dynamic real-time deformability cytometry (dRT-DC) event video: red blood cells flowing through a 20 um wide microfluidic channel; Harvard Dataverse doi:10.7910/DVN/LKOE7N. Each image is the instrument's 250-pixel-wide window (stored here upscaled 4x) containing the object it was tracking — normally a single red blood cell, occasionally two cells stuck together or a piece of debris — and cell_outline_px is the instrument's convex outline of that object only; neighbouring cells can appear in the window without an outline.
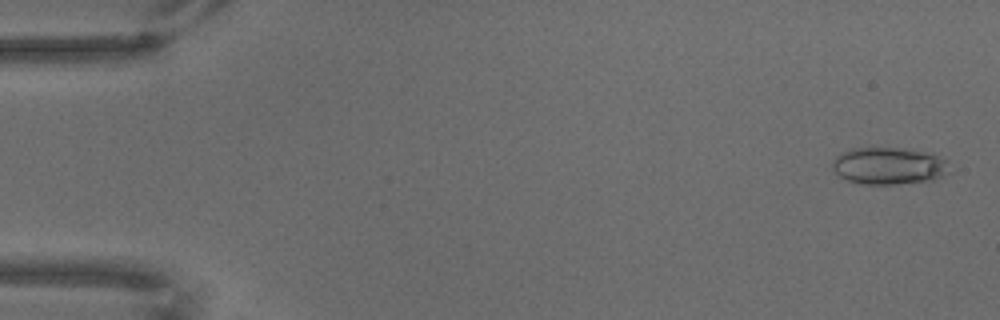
{"species": "common noctule bat (a hibernating species)", "species_latin": "Nyctalus noctula", "temperature_condition": "warm", "stored_images_in_passage": 69, "camera_frame_rate_fps": 3000, "um_per_image_px": 0.085, "animal": {"sex": "male", "body_mass_g": 18.8}, "frame": {"image": 1, "passage_image": 3, "time_ms": 0.667, "image_size_px": [1000, 320], "cell_outline_px": [[952, 172], [932, 180], [896, 184], [860, 184], [848, 180], [840, 176], [832, 168], [832, 160], [836, 156], [852, 148], [896, 148], [924, 152], [948, 160]], "centroid_in_image_um": [75.57, 14.11], "position_along_channel_um": 9.4, "area_um2": 25.26}}
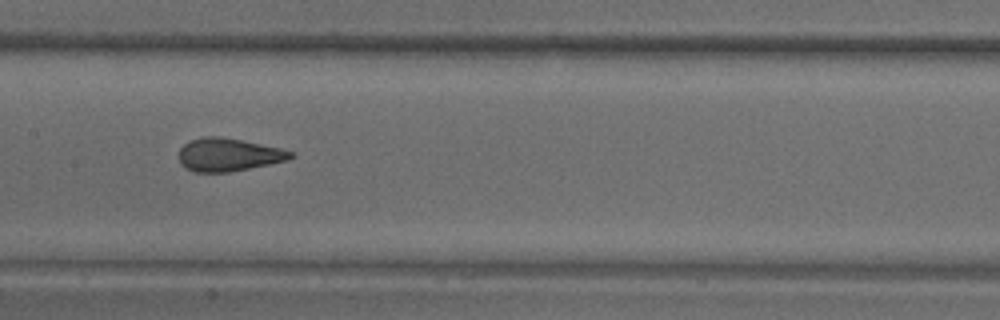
{"frame": {"image": 2, "passage_image": 35, "time_ms": 11.333, "image_size_px": [1000, 320], "cell_outline_px": [[296, 156], [288, 160], [228, 172], [196, 172], [180, 164], [180, 148], [188, 140], [204, 136], [220, 136], [280, 148], [296, 152]], "centroid_in_image_um": [19.43, 13.14], "position_along_channel_um": 188.0, "area_um2": 21.39}}
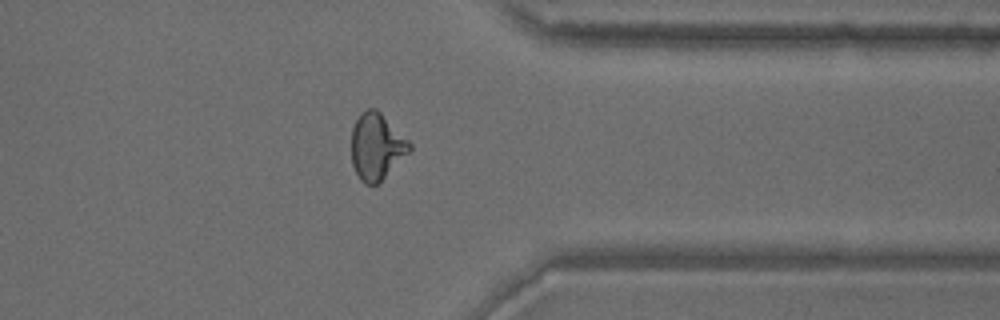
{"frame": {"image": 3, "passage_image": 55, "time_ms": 18.0, "image_size_px": [1000, 320], "cell_outline_px": [[412, 148], [376, 184], [364, 184], [360, 180], [352, 164], [352, 128], [360, 112], [368, 108], [376, 108], [412, 144]], "centroid_in_image_um": [31.98, 12.42], "position_along_channel_um": 379.4, "area_um2": 22.02}}